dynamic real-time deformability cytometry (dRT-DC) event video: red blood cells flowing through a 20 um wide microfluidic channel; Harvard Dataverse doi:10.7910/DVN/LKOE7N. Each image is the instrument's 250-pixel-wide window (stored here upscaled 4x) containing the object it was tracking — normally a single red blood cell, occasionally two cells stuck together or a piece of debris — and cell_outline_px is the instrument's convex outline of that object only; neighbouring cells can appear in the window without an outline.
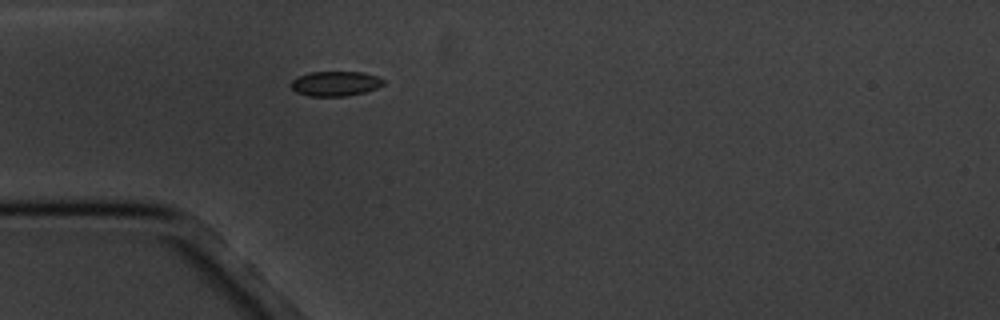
{"species": "common noctule bat (a hibernating species)", "species_latin": "Nyctalus noctula", "temperature_condition": "cold", "stored_images_in_passage": 1, "camera_frame_rate_fps": 3000, "um_per_image_px": 0.085, "animal": {"sex": "male", "body_mass_g": 20.1, "forearm_length_mm": 53.5}, "frame": {"image": 1, "passage_image": 1, "time_ms": 0.0, "image_size_px": [1000, 320], "cell_outline_px": [[384, 84], [376, 88], [364, 92], [348, 96], [308, 96], [296, 92], [288, 84], [296, 76], [308, 72], [364, 72], [376, 76], [384, 80]], "centroid_in_image_um": [28.45, 7.1], "position_along_channel_um": 56.5, "area_um2": 13.53}}